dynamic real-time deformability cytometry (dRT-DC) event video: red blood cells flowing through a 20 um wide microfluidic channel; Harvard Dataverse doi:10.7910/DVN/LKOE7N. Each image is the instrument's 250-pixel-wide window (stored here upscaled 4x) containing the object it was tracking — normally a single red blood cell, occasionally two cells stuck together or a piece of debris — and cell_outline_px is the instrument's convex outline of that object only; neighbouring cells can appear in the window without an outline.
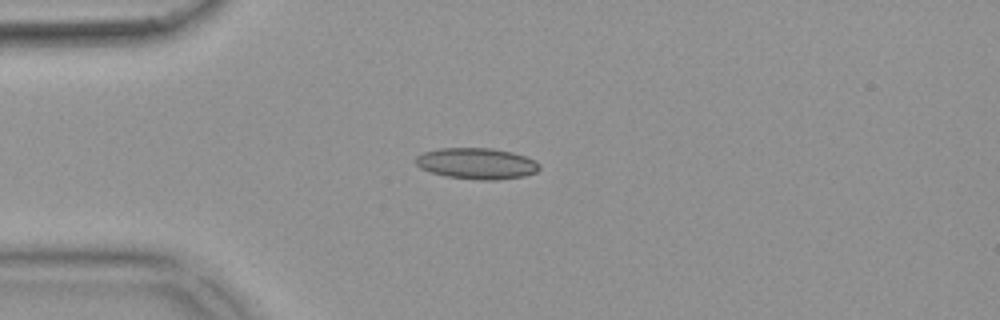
{"species": "common noctule bat (a hibernating species)", "species_latin": "Nyctalus noctula", "temperature_condition": "warm", "stored_images_in_passage": 50, "camera_frame_rate_fps": 3000, "um_per_image_px": 0.085, "animal": {"sex": "female", "body_mass_g": 18.4}, "frame": {"image": 1, "passage_image": 11, "time_ms": 3.333, "image_size_px": [1000, 320], "cell_outline_px": [[540, 168], [536, 172], [524, 176], [496, 180], [480, 180], [448, 176], [432, 172], [420, 168], [416, 164], [416, 156], [424, 152], [440, 148], [492, 148], [512, 152], [536, 160], [540, 164]], "centroid_in_image_um": [40.55, 13.89], "position_along_channel_um": 44.5, "area_um2": 22.37}}
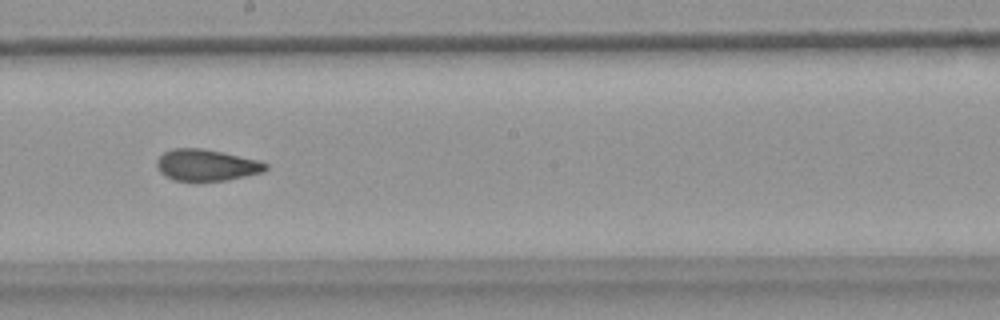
{"frame": {"image": 2, "passage_image": 27, "time_ms": 8.667, "image_size_px": [1000, 320], "cell_outline_px": [[268, 168], [264, 172], [224, 180], [196, 184], [172, 180], [164, 176], [160, 172], [156, 164], [160, 156], [164, 152], [176, 148], [200, 148], [220, 152], [256, 160], [268, 164]], "centroid_in_image_um": [17.5, 14.09], "position_along_channel_um": 230.7, "area_um2": 20.29}}
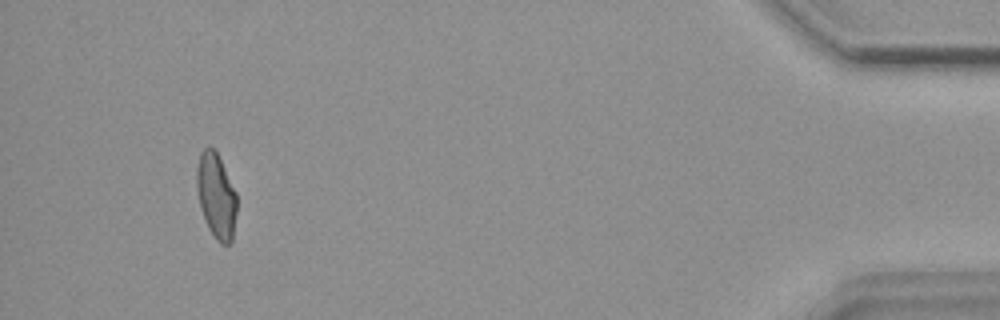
{"frame": {"image": 3, "passage_image": 47, "time_ms": 15.333, "image_size_px": [1000, 320], "cell_outline_px": [[236, 212], [232, 240], [228, 244], [220, 244], [216, 240], [208, 228], [200, 208], [196, 184], [196, 168], [200, 152], [204, 148], [212, 148], [216, 152], [236, 192]], "centroid_in_image_um": [18.36, 16.67], "position_along_channel_um": 416.8, "area_um2": 19.71}, "authors_computed_cell_mechanics": {"area_um2": 20.1433, "velocity_mm_per_s": 3.8459, "shape_relaxation_time_tau1_ms": null, "shape_relaxation_time_tau2_ms": 1.8626, "deformation_change_tau1": null, "deformation_change_tau2": 0.086}}